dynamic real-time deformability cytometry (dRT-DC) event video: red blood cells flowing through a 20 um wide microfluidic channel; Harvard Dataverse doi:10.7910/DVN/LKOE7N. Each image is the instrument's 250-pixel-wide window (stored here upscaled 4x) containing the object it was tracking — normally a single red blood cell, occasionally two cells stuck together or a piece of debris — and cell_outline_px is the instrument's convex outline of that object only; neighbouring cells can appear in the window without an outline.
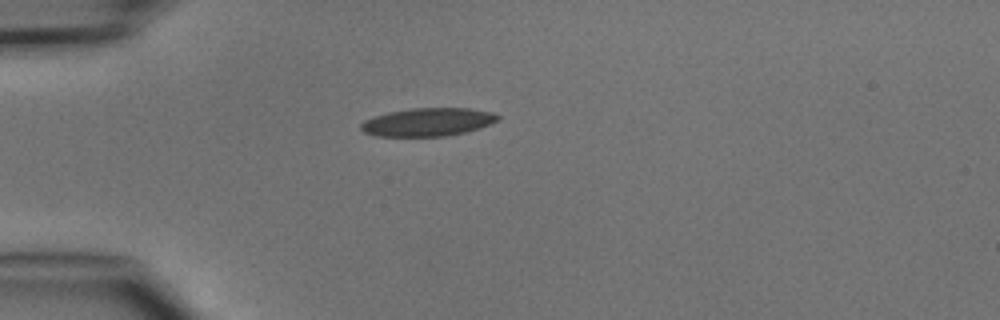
{"species": "common noctule bat (a hibernating species)", "species_latin": "Nyctalus noctula", "temperature_condition": "cold", "stored_images_in_passage": 2, "camera_frame_rate_fps": 3000, "um_per_image_px": 0.085, "animal": {"sex": "male", "body_mass_g": 15.6}, "frame": {"image": 1, "passage_image": 1, "time_ms": 0.0, "image_size_px": [1000, 320], "cell_outline_px": [[500, 116], [496, 120], [480, 128], [464, 132], [444, 136], [376, 136], [364, 132], [360, 128], [360, 124], [364, 120], [372, 116], [388, 112], [412, 108], [468, 108], [492, 112]], "centroid_in_image_um": [36.31, 10.37], "position_along_channel_um": 48.7, "area_um2": 22.37}}